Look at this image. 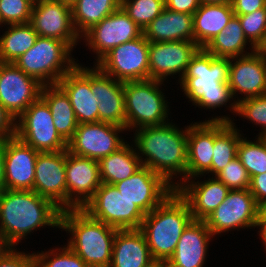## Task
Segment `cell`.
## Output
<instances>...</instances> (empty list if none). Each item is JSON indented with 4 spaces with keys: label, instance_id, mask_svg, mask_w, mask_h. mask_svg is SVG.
Here are the masks:
<instances>
[{
    "label": "cell",
    "instance_id": "6da1fadb",
    "mask_svg": "<svg viewBox=\"0 0 266 267\" xmlns=\"http://www.w3.org/2000/svg\"><path fill=\"white\" fill-rule=\"evenodd\" d=\"M61 212L33 190L5 189L0 193V231L12 246L38 227L60 228Z\"/></svg>",
    "mask_w": 266,
    "mask_h": 267
},
{
    "label": "cell",
    "instance_id": "7a4b0ae2",
    "mask_svg": "<svg viewBox=\"0 0 266 267\" xmlns=\"http://www.w3.org/2000/svg\"><path fill=\"white\" fill-rule=\"evenodd\" d=\"M180 131L170 122L160 126H147L136 129L135 146L146 155L142 165L160 174L169 184L173 175L183 176L187 181V135L188 128ZM182 173V174H181ZM171 180V181H170ZM171 182V183H170Z\"/></svg>",
    "mask_w": 266,
    "mask_h": 267
},
{
    "label": "cell",
    "instance_id": "3957f363",
    "mask_svg": "<svg viewBox=\"0 0 266 267\" xmlns=\"http://www.w3.org/2000/svg\"><path fill=\"white\" fill-rule=\"evenodd\" d=\"M230 58L215 57L204 48L192 56L181 78L185 95L201 107L217 108L232 98L228 86Z\"/></svg>",
    "mask_w": 266,
    "mask_h": 267
},
{
    "label": "cell",
    "instance_id": "277c9868",
    "mask_svg": "<svg viewBox=\"0 0 266 267\" xmlns=\"http://www.w3.org/2000/svg\"><path fill=\"white\" fill-rule=\"evenodd\" d=\"M193 220L188 203L176 190L145 215L139 230L155 261L169 260L183 231Z\"/></svg>",
    "mask_w": 266,
    "mask_h": 267
},
{
    "label": "cell",
    "instance_id": "5b68a950",
    "mask_svg": "<svg viewBox=\"0 0 266 267\" xmlns=\"http://www.w3.org/2000/svg\"><path fill=\"white\" fill-rule=\"evenodd\" d=\"M60 228L71 233L68 247L88 267H109L117 228L92 218L83 209L61 212Z\"/></svg>",
    "mask_w": 266,
    "mask_h": 267
},
{
    "label": "cell",
    "instance_id": "8992f818",
    "mask_svg": "<svg viewBox=\"0 0 266 267\" xmlns=\"http://www.w3.org/2000/svg\"><path fill=\"white\" fill-rule=\"evenodd\" d=\"M71 51L64 41L38 36L35 44L17 58L14 64L42 85H55L76 65L73 58H70Z\"/></svg>",
    "mask_w": 266,
    "mask_h": 267
},
{
    "label": "cell",
    "instance_id": "52a82bcc",
    "mask_svg": "<svg viewBox=\"0 0 266 267\" xmlns=\"http://www.w3.org/2000/svg\"><path fill=\"white\" fill-rule=\"evenodd\" d=\"M161 84L152 79L124 82L127 129L166 124L168 106L159 90Z\"/></svg>",
    "mask_w": 266,
    "mask_h": 267
},
{
    "label": "cell",
    "instance_id": "ba28073f",
    "mask_svg": "<svg viewBox=\"0 0 266 267\" xmlns=\"http://www.w3.org/2000/svg\"><path fill=\"white\" fill-rule=\"evenodd\" d=\"M92 218L118 230L140 229L143 211L120 194L113 184L102 183L93 198L82 208Z\"/></svg>",
    "mask_w": 266,
    "mask_h": 267
},
{
    "label": "cell",
    "instance_id": "9c48e42d",
    "mask_svg": "<svg viewBox=\"0 0 266 267\" xmlns=\"http://www.w3.org/2000/svg\"><path fill=\"white\" fill-rule=\"evenodd\" d=\"M18 121L16 136L38 152L67 149V142L57 132L51 110L41 97L19 116Z\"/></svg>",
    "mask_w": 266,
    "mask_h": 267
},
{
    "label": "cell",
    "instance_id": "30bf717a",
    "mask_svg": "<svg viewBox=\"0 0 266 267\" xmlns=\"http://www.w3.org/2000/svg\"><path fill=\"white\" fill-rule=\"evenodd\" d=\"M149 41L142 35L111 49L96 64L105 74L116 80L149 79Z\"/></svg>",
    "mask_w": 266,
    "mask_h": 267
},
{
    "label": "cell",
    "instance_id": "8fae6325",
    "mask_svg": "<svg viewBox=\"0 0 266 267\" xmlns=\"http://www.w3.org/2000/svg\"><path fill=\"white\" fill-rule=\"evenodd\" d=\"M126 128L105 122L79 124L67 142V151L96 161L117 151L125 142L118 137Z\"/></svg>",
    "mask_w": 266,
    "mask_h": 267
},
{
    "label": "cell",
    "instance_id": "7c38bea8",
    "mask_svg": "<svg viewBox=\"0 0 266 267\" xmlns=\"http://www.w3.org/2000/svg\"><path fill=\"white\" fill-rule=\"evenodd\" d=\"M258 205L249 189L229 190L225 200L204 220L213 234L257 227Z\"/></svg>",
    "mask_w": 266,
    "mask_h": 267
},
{
    "label": "cell",
    "instance_id": "4fadbf2b",
    "mask_svg": "<svg viewBox=\"0 0 266 267\" xmlns=\"http://www.w3.org/2000/svg\"><path fill=\"white\" fill-rule=\"evenodd\" d=\"M42 87L14 63L0 62V104L15 119L41 97Z\"/></svg>",
    "mask_w": 266,
    "mask_h": 267
},
{
    "label": "cell",
    "instance_id": "5bb4252c",
    "mask_svg": "<svg viewBox=\"0 0 266 267\" xmlns=\"http://www.w3.org/2000/svg\"><path fill=\"white\" fill-rule=\"evenodd\" d=\"M114 185L121 195L136 204L145 215L175 191V183L169 184L147 166H142L133 175Z\"/></svg>",
    "mask_w": 266,
    "mask_h": 267
},
{
    "label": "cell",
    "instance_id": "9a60e30c",
    "mask_svg": "<svg viewBox=\"0 0 266 267\" xmlns=\"http://www.w3.org/2000/svg\"><path fill=\"white\" fill-rule=\"evenodd\" d=\"M142 35L143 29L128 16L121 6L83 34L89 47L97 53V62L111 49Z\"/></svg>",
    "mask_w": 266,
    "mask_h": 267
},
{
    "label": "cell",
    "instance_id": "2e32d148",
    "mask_svg": "<svg viewBox=\"0 0 266 267\" xmlns=\"http://www.w3.org/2000/svg\"><path fill=\"white\" fill-rule=\"evenodd\" d=\"M33 191L67 210L66 150L38 153Z\"/></svg>",
    "mask_w": 266,
    "mask_h": 267
},
{
    "label": "cell",
    "instance_id": "e0dca14e",
    "mask_svg": "<svg viewBox=\"0 0 266 267\" xmlns=\"http://www.w3.org/2000/svg\"><path fill=\"white\" fill-rule=\"evenodd\" d=\"M30 23L38 36L59 39L71 49L80 36L72 22V7L57 0L34 3Z\"/></svg>",
    "mask_w": 266,
    "mask_h": 267
},
{
    "label": "cell",
    "instance_id": "ac0fdd59",
    "mask_svg": "<svg viewBox=\"0 0 266 267\" xmlns=\"http://www.w3.org/2000/svg\"><path fill=\"white\" fill-rule=\"evenodd\" d=\"M101 184L99 161L74 155L66 149L67 210L82 209Z\"/></svg>",
    "mask_w": 266,
    "mask_h": 267
},
{
    "label": "cell",
    "instance_id": "d6986e66",
    "mask_svg": "<svg viewBox=\"0 0 266 267\" xmlns=\"http://www.w3.org/2000/svg\"><path fill=\"white\" fill-rule=\"evenodd\" d=\"M199 48L194 41L149 42V79L163 82L168 75L179 72L182 78Z\"/></svg>",
    "mask_w": 266,
    "mask_h": 267
},
{
    "label": "cell",
    "instance_id": "ffe728a7",
    "mask_svg": "<svg viewBox=\"0 0 266 267\" xmlns=\"http://www.w3.org/2000/svg\"><path fill=\"white\" fill-rule=\"evenodd\" d=\"M38 151L17 136L5 140V189L33 190Z\"/></svg>",
    "mask_w": 266,
    "mask_h": 267
},
{
    "label": "cell",
    "instance_id": "44dd1931",
    "mask_svg": "<svg viewBox=\"0 0 266 267\" xmlns=\"http://www.w3.org/2000/svg\"><path fill=\"white\" fill-rule=\"evenodd\" d=\"M58 85L69 96L79 124L99 122V102L91 91V69L76 64Z\"/></svg>",
    "mask_w": 266,
    "mask_h": 267
},
{
    "label": "cell",
    "instance_id": "7402d4cb",
    "mask_svg": "<svg viewBox=\"0 0 266 267\" xmlns=\"http://www.w3.org/2000/svg\"><path fill=\"white\" fill-rule=\"evenodd\" d=\"M94 68L91 69V91L99 102V121L126 128L124 82Z\"/></svg>",
    "mask_w": 266,
    "mask_h": 267
},
{
    "label": "cell",
    "instance_id": "603a6c76",
    "mask_svg": "<svg viewBox=\"0 0 266 267\" xmlns=\"http://www.w3.org/2000/svg\"><path fill=\"white\" fill-rule=\"evenodd\" d=\"M231 59L236 62L232 63ZM228 86L232 98L238 91L244 98L266 94V59L256 50L230 58Z\"/></svg>",
    "mask_w": 266,
    "mask_h": 267
},
{
    "label": "cell",
    "instance_id": "cb8c5ba5",
    "mask_svg": "<svg viewBox=\"0 0 266 267\" xmlns=\"http://www.w3.org/2000/svg\"><path fill=\"white\" fill-rule=\"evenodd\" d=\"M228 117L212 118L188 126L187 135V180L199 177L203 173H211L214 153V120H229Z\"/></svg>",
    "mask_w": 266,
    "mask_h": 267
},
{
    "label": "cell",
    "instance_id": "d4e9b609",
    "mask_svg": "<svg viewBox=\"0 0 266 267\" xmlns=\"http://www.w3.org/2000/svg\"><path fill=\"white\" fill-rule=\"evenodd\" d=\"M212 236L205 221L193 220L183 231L173 255L167 261L168 266L202 267Z\"/></svg>",
    "mask_w": 266,
    "mask_h": 267
},
{
    "label": "cell",
    "instance_id": "484cf974",
    "mask_svg": "<svg viewBox=\"0 0 266 267\" xmlns=\"http://www.w3.org/2000/svg\"><path fill=\"white\" fill-rule=\"evenodd\" d=\"M197 183L183 182L184 185H175V190L188 203L193 219L204 221L225 200L230 189L217 178Z\"/></svg>",
    "mask_w": 266,
    "mask_h": 267
},
{
    "label": "cell",
    "instance_id": "4316f807",
    "mask_svg": "<svg viewBox=\"0 0 266 267\" xmlns=\"http://www.w3.org/2000/svg\"><path fill=\"white\" fill-rule=\"evenodd\" d=\"M154 261L139 229L117 230L109 267H148Z\"/></svg>",
    "mask_w": 266,
    "mask_h": 267
},
{
    "label": "cell",
    "instance_id": "83f0119b",
    "mask_svg": "<svg viewBox=\"0 0 266 267\" xmlns=\"http://www.w3.org/2000/svg\"><path fill=\"white\" fill-rule=\"evenodd\" d=\"M150 42L194 41L193 15L164 8L143 30Z\"/></svg>",
    "mask_w": 266,
    "mask_h": 267
},
{
    "label": "cell",
    "instance_id": "f1b7e54d",
    "mask_svg": "<svg viewBox=\"0 0 266 267\" xmlns=\"http://www.w3.org/2000/svg\"><path fill=\"white\" fill-rule=\"evenodd\" d=\"M234 15L232 4L201 3L193 14L194 42L204 48Z\"/></svg>",
    "mask_w": 266,
    "mask_h": 267
},
{
    "label": "cell",
    "instance_id": "f546056e",
    "mask_svg": "<svg viewBox=\"0 0 266 267\" xmlns=\"http://www.w3.org/2000/svg\"><path fill=\"white\" fill-rule=\"evenodd\" d=\"M41 98L49 106L54 126L59 135L68 142L79 125L69 96L58 85H43Z\"/></svg>",
    "mask_w": 266,
    "mask_h": 267
},
{
    "label": "cell",
    "instance_id": "4dcf8cb0",
    "mask_svg": "<svg viewBox=\"0 0 266 267\" xmlns=\"http://www.w3.org/2000/svg\"><path fill=\"white\" fill-rule=\"evenodd\" d=\"M129 144H124L117 151L99 161L102 183L115 184L133 175L142 165V156Z\"/></svg>",
    "mask_w": 266,
    "mask_h": 267
},
{
    "label": "cell",
    "instance_id": "1f68e13d",
    "mask_svg": "<svg viewBox=\"0 0 266 267\" xmlns=\"http://www.w3.org/2000/svg\"><path fill=\"white\" fill-rule=\"evenodd\" d=\"M234 126L231 119L230 121L214 120V153L211 163V172L214 175L237 157L241 135Z\"/></svg>",
    "mask_w": 266,
    "mask_h": 267
},
{
    "label": "cell",
    "instance_id": "d6a6232c",
    "mask_svg": "<svg viewBox=\"0 0 266 267\" xmlns=\"http://www.w3.org/2000/svg\"><path fill=\"white\" fill-rule=\"evenodd\" d=\"M247 41L239 17L233 15L226 27L204 49L215 57L235 58L248 55L243 54Z\"/></svg>",
    "mask_w": 266,
    "mask_h": 267
},
{
    "label": "cell",
    "instance_id": "836d02e7",
    "mask_svg": "<svg viewBox=\"0 0 266 267\" xmlns=\"http://www.w3.org/2000/svg\"><path fill=\"white\" fill-rule=\"evenodd\" d=\"M120 5L121 0H77L71 6L76 32L79 35L82 33V36L92 26L114 13Z\"/></svg>",
    "mask_w": 266,
    "mask_h": 267
},
{
    "label": "cell",
    "instance_id": "e575fe53",
    "mask_svg": "<svg viewBox=\"0 0 266 267\" xmlns=\"http://www.w3.org/2000/svg\"><path fill=\"white\" fill-rule=\"evenodd\" d=\"M9 27L0 37V62L2 63H14L35 44L38 38V34L30 22Z\"/></svg>",
    "mask_w": 266,
    "mask_h": 267
},
{
    "label": "cell",
    "instance_id": "d590c367",
    "mask_svg": "<svg viewBox=\"0 0 266 267\" xmlns=\"http://www.w3.org/2000/svg\"><path fill=\"white\" fill-rule=\"evenodd\" d=\"M237 157L246 168L250 179L266 172V140L258 136L256 142L241 138L237 148Z\"/></svg>",
    "mask_w": 266,
    "mask_h": 267
},
{
    "label": "cell",
    "instance_id": "8d00e7d4",
    "mask_svg": "<svg viewBox=\"0 0 266 267\" xmlns=\"http://www.w3.org/2000/svg\"><path fill=\"white\" fill-rule=\"evenodd\" d=\"M128 16L143 30L165 8L164 0H121Z\"/></svg>",
    "mask_w": 266,
    "mask_h": 267
},
{
    "label": "cell",
    "instance_id": "74e56055",
    "mask_svg": "<svg viewBox=\"0 0 266 267\" xmlns=\"http://www.w3.org/2000/svg\"><path fill=\"white\" fill-rule=\"evenodd\" d=\"M232 110L243 117H247L255 124L262 126L259 136L266 134V94L257 97L243 98L231 104Z\"/></svg>",
    "mask_w": 266,
    "mask_h": 267
},
{
    "label": "cell",
    "instance_id": "f35d334b",
    "mask_svg": "<svg viewBox=\"0 0 266 267\" xmlns=\"http://www.w3.org/2000/svg\"><path fill=\"white\" fill-rule=\"evenodd\" d=\"M33 4L31 0H0V25L30 22Z\"/></svg>",
    "mask_w": 266,
    "mask_h": 267
},
{
    "label": "cell",
    "instance_id": "ab89813d",
    "mask_svg": "<svg viewBox=\"0 0 266 267\" xmlns=\"http://www.w3.org/2000/svg\"><path fill=\"white\" fill-rule=\"evenodd\" d=\"M236 16L239 17L244 34L255 51L266 32V7L252 13Z\"/></svg>",
    "mask_w": 266,
    "mask_h": 267
},
{
    "label": "cell",
    "instance_id": "60d3db41",
    "mask_svg": "<svg viewBox=\"0 0 266 267\" xmlns=\"http://www.w3.org/2000/svg\"><path fill=\"white\" fill-rule=\"evenodd\" d=\"M215 178L230 190H244L250 187V177L238 157L232 159Z\"/></svg>",
    "mask_w": 266,
    "mask_h": 267
},
{
    "label": "cell",
    "instance_id": "b9f144b4",
    "mask_svg": "<svg viewBox=\"0 0 266 267\" xmlns=\"http://www.w3.org/2000/svg\"><path fill=\"white\" fill-rule=\"evenodd\" d=\"M56 250L51 252H42L35 255L36 267H88L87 264L75 254L67 245L66 248H62L60 253ZM48 253V254H47ZM50 255H54L51 257Z\"/></svg>",
    "mask_w": 266,
    "mask_h": 267
},
{
    "label": "cell",
    "instance_id": "7bdbcfd3",
    "mask_svg": "<svg viewBox=\"0 0 266 267\" xmlns=\"http://www.w3.org/2000/svg\"><path fill=\"white\" fill-rule=\"evenodd\" d=\"M0 267H36L35 255H27L11 249L0 259Z\"/></svg>",
    "mask_w": 266,
    "mask_h": 267
},
{
    "label": "cell",
    "instance_id": "ee69618b",
    "mask_svg": "<svg viewBox=\"0 0 266 267\" xmlns=\"http://www.w3.org/2000/svg\"><path fill=\"white\" fill-rule=\"evenodd\" d=\"M15 118L0 104V140L16 136Z\"/></svg>",
    "mask_w": 266,
    "mask_h": 267
},
{
    "label": "cell",
    "instance_id": "f6af8a7d",
    "mask_svg": "<svg viewBox=\"0 0 266 267\" xmlns=\"http://www.w3.org/2000/svg\"><path fill=\"white\" fill-rule=\"evenodd\" d=\"M249 190L257 205L266 201V172L255 175L250 179Z\"/></svg>",
    "mask_w": 266,
    "mask_h": 267
},
{
    "label": "cell",
    "instance_id": "bcb514c9",
    "mask_svg": "<svg viewBox=\"0 0 266 267\" xmlns=\"http://www.w3.org/2000/svg\"><path fill=\"white\" fill-rule=\"evenodd\" d=\"M165 8L187 14H194L200 7V0H164Z\"/></svg>",
    "mask_w": 266,
    "mask_h": 267
},
{
    "label": "cell",
    "instance_id": "7dc6e473",
    "mask_svg": "<svg viewBox=\"0 0 266 267\" xmlns=\"http://www.w3.org/2000/svg\"><path fill=\"white\" fill-rule=\"evenodd\" d=\"M234 15H244L266 7V0H233Z\"/></svg>",
    "mask_w": 266,
    "mask_h": 267
},
{
    "label": "cell",
    "instance_id": "c3c4849f",
    "mask_svg": "<svg viewBox=\"0 0 266 267\" xmlns=\"http://www.w3.org/2000/svg\"><path fill=\"white\" fill-rule=\"evenodd\" d=\"M4 145L5 140H0V193L5 190L4 177Z\"/></svg>",
    "mask_w": 266,
    "mask_h": 267
},
{
    "label": "cell",
    "instance_id": "681fc988",
    "mask_svg": "<svg viewBox=\"0 0 266 267\" xmlns=\"http://www.w3.org/2000/svg\"><path fill=\"white\" fill-rule=\"evenodd\" d=\"M12 245L7 241L4 234L0 231V259L12 249Z\"/></svg>",
    "mask_w": 266,
    "mask_h": 267
},
{
    "label": "cell",
    "instance_id": "f907efd6",
    "mask_svg": "<svg viewBox=\"0 0 266 267\" xmlns=\"http://www.w3.org/2000/svg\"><path fill=\"white\" fill-rule=\"evenodd\" d=\"M257 222H266V201L258 204Z\"/></svg>",
    "mask_w": 266,
    "mask_h": 267
},
{
    "label": "cell",
    "instance_id": "816d5d0a",
    "mask_svg": "<svg viewBox=\"0 0 266 267\" xmlns=\"http://www.w3.org/2000/svg\"><path fill=\"white\" fill-rule=\"evenodd\" d=\"M256 51L260 53L266 59V32H265L263 40L256 48Z\"/></svg>",
    "mask_w": 266,
    "mask_h": 267
},
{
    "label": "cell",
    "instance_id": "f5cc1de1",
    "mask_svg": "<svg viewBox=\"0 0 266 267\" xmlns=\"http://www.w3.org/2000/svg\"><path fill=\"white\" fill-rule=\"evenodd\" d=\"M257 226L260 227V236L263 240V243L266 247V222H257Z\"/></svg>",
    "mask_w": 266,
    "mask_h": 267
},
{
    "label": "cell",
    "instance_id": "db71d44e",
    "mask_svg": "<svg viewBox=\"0 0 266 267\" xmlns=\"http://www.w3.org/2000/svg\"><path fill=\"white\" fill-rule=\"evenodd\" d=\"M233 0H200L201 3L232 4Z\"/></svg>",
    "mask_w": 266,
    "mask_h": 267
},
{
    "label": "cell",
    "instance_id": "11a10c76",
    "mask_svg": "<svg viewBox=\"0 0 266 267\" xmlns=\"http://www.w3.org/2000/svg\"><path fill=\"white\" fill-rule=\"evenodd\" d=\"M148 267H169L167 261H154Z\"/></svg>",
    "mask_w": 266,
    "mask_h": 267
},
{
    "label": "cell",
    "instance_id": "9f6ffc18",
    "mask_svg": "<svg viewBox=\"0 0 266 267\" xmlns=\"http://www.w3.org/2000/svg\"><path fill=\"white\" fill-rule=\"evenodd\" d=\"M61 3L68 4L69 6H72L77 0H57Z\"/></svg>",
    "mask_w": 266,
    "mask_h": 267
},
{
    "label": "cell",
    "instance_id": "6f0895ef",
    "mask_svg": "<svg viewBox=\"0 0 266 267\" xmlns=\"http://www.w3.org/2000/svg\"><path fill=\"white\" fill-rule=\"evenodd\" d=\"M33 3H37L39 0H31Z\"/></svg>",
    "mask_w": 266,
    "mask_h": 267
}]
</instances>
